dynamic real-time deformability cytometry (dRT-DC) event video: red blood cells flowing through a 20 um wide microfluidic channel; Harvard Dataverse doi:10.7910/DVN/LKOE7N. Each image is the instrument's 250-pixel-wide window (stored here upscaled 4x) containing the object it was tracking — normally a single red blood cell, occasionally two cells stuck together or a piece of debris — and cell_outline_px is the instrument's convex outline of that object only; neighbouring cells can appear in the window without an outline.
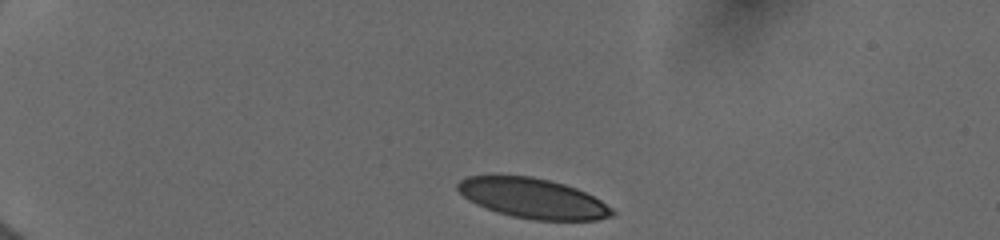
{"species": "human", "species_latin": "Homo sapiens", "temperature_condition": "cold", "stored_images_in_passage": 28, "camera_frame_rate_fps": 3000, "um_per_image_px": 0.085, "donor": {"sex": "female"}, "frame": {"image": 1, "passage_image": 1, "time_ms": 0.0, "image_size_px": [1000, 240], "cell_outline_px": [[616, 212], [612, 216], [596, 220], [532, 220], [512, 216], [496, 212], [476, 204], [468, 200], [456, 188], [456, 184], [460, 180], [468, 176], [532, 176], [564, 184], [576, 188], [600, 200], [612, 208]], "centroid_in_image_um": [45.28, 16.86], "position_along_channel_um": 39.7, "area_um2": 35.84}}
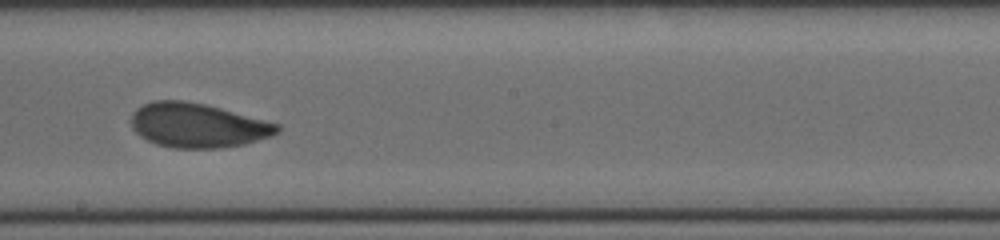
{"frame": {"image": 2, "passage_image": 16, "time_ms": 6.667, "image_size_px": [1000, 240], "cell_outline_px": [[280, 132], [272, 136], [244, 144], [220, 148], [172, 148], [156, 144], [140, 136], [132, 128], [132, 112], [136, 108], [152, 100], [180, 100], [204, 104], [220, 108], [280, 124]], "centroid_in_image_um": [16.8, 10.66], "position_along_channel_um": 231.4, "area_um2": 37.74}}
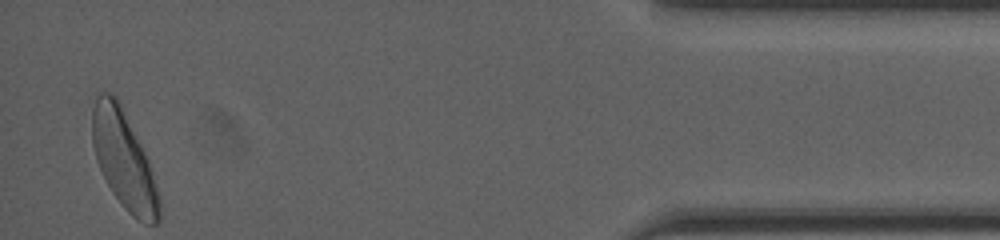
{"frame": {"image": 3, "passage_image": 28, "time_ms": 13.0, "image_size_px": [1000, 240], "cell_outline_px": [[160, 220], [156, 224], [144, 224], [136, 220], [124, 208], [112, 192], [104, 180], [96, 160], [92, 144], [92, 108], [96, 96], [100, 92], [112, 92], [116, 96], [148, 160], [160, 196]], "centroid_in_image_um": [10.51, 13.63], "position_along_channel_um": 424.7, "area_um2": 38.15}, "authors_computed_cell_mechanics": {"area_um2": 37.7434, "velocity_mm_per_s": 3.9603, "shape_relaxation_time_tau1_ms": 4.4189, "shape_relaxation_time_tau2_ms": 1.0751, "deformation_change_tau1": 0.1331, "deformation_change_tau2": 0.0545}}